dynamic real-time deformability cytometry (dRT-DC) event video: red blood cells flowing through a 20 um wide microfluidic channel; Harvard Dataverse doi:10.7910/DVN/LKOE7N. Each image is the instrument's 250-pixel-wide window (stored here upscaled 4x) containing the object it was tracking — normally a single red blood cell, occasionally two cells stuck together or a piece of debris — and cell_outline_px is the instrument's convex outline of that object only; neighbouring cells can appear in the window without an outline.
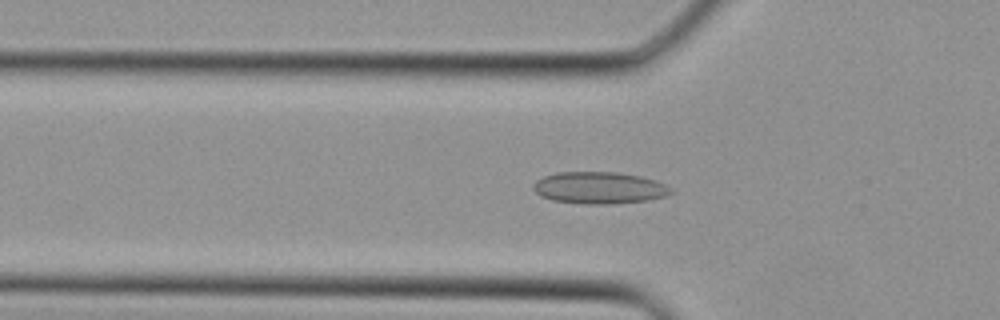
{"species": "Egyptian fruit bat (a non-hibernating species)", "species_latin": "Rousettus aegyptiacus", "temperature_condition": "cold", "stored_images_in_passage": 35, "camera_frame_rate_fps": 3000, "um_per_image_px": 0.085, "animal": {"sex": "female"}, "frame": {"image": 1, "passage_image": 12, "time_ms": 3.667, "image_size_px": [1000, 320], "cell_outline_px": [[676, 192], [668, 196], [648, 200], [608, 204], [584, 204], [552, 200], [540, 196], [532, 188], [532, 184], [536, 180], [544, 176], [560, 172], [616, 172], [640, 176], [664, 184], [672, 188]], "centroid_in_image_um": [50.94, 15.97], "position_along_channel_um": 74.9, "area_um2": 25.66}}
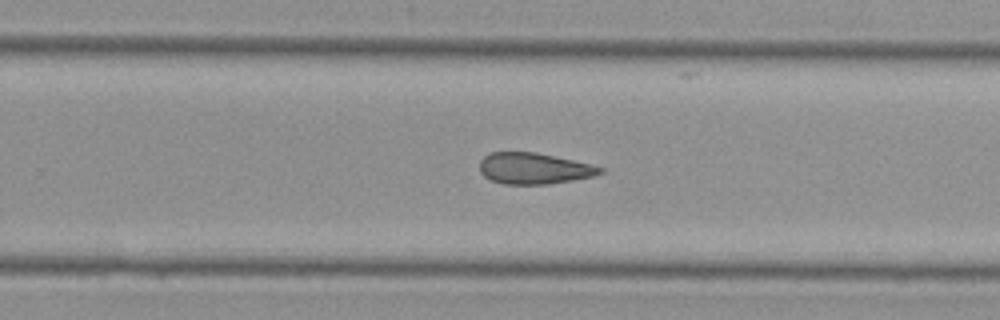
{"frame": {"image": 2, "passage_image": 23, "time_ms": 7.333, "image_size_px": [1000, 320], "cell_outline_px": [[604, 172], [596, 176], [548, 184], [504, 184], [492, 180], [484, 176], [480, 172], [480, 160], [484, 156], [492, 152], [536, 152], [592, 164], [604, 168]], "centroid_in_image_um": [45.41, 14.31], "position_along_channel_um": 284.4, "area_um2": 21.96}}
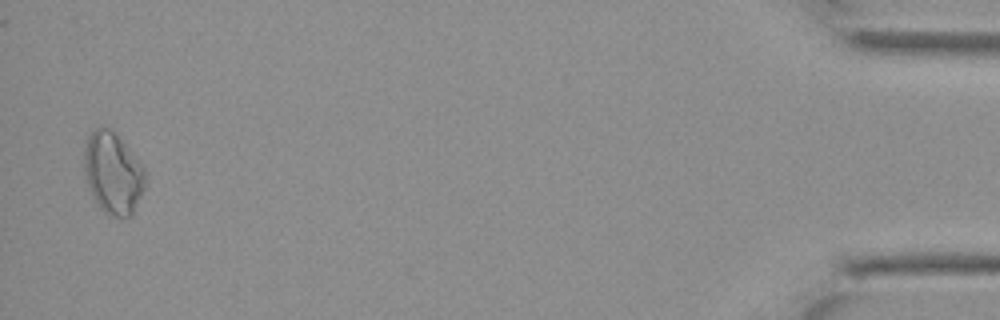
{"frame": {"image": 3, "passage_image": 35, "time_ms": 11.333, "image_size_px": [1000, 320], "cell_outline_px": [[148, 180], [132, 216], [124, 220], [108, 216], [100, 208], [92, 196], [88, 184], [84, 168], [84, 148], [88, 136], [100, 124], [108, 128], [124, 144], [144, 168]], "centroid_in_image_um": [9.61, 14.79], "position_along_channel_um": 425.6, "area_um2": 29.25}}